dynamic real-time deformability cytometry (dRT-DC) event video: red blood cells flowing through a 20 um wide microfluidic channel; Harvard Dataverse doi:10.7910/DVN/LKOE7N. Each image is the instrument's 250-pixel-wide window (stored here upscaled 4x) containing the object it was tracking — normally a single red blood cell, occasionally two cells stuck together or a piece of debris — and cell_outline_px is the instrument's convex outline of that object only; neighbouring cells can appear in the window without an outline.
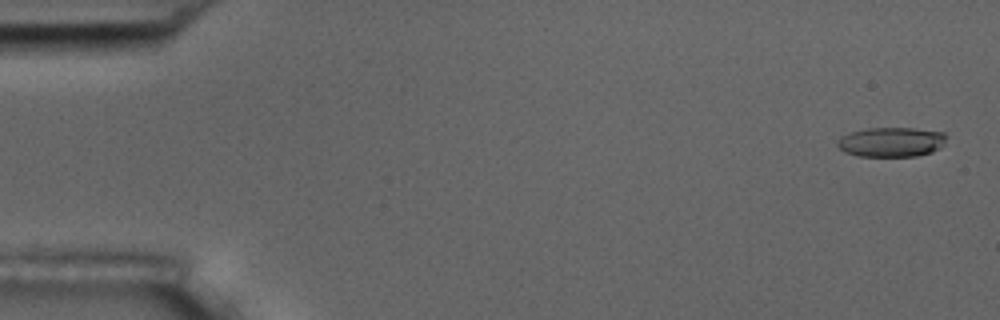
{"species": "common noctule bat (a hibernating species)", "species_latin": "Nyctalus noctula", "temperature_condition": "room temperature", "stored_images_in_passage": 56, "camera_frame_rate_fps": 3000, "um_per_image_px": 0.085, "animal": {"sex": "male", "body_mass_g": 17.5, "forearm_length_mm": 52.3}, "frame": {"image": 1, "passage_image": 2, "time_ms": 0.333, "image_size_px": [1000, 320], "cell_outline_px": [[948, 136], [944, 144], [940, 148], [932, 152], [916, 156], [856, 156], [844, 152], [836, 144], [840, 136], [848, 132], [868, 128], [912, 128], [944, 132]], "centroid_in_image_um": [75.76, 12.07], "position_along_channel_um": 9.2, "area_um2": 19.07}}
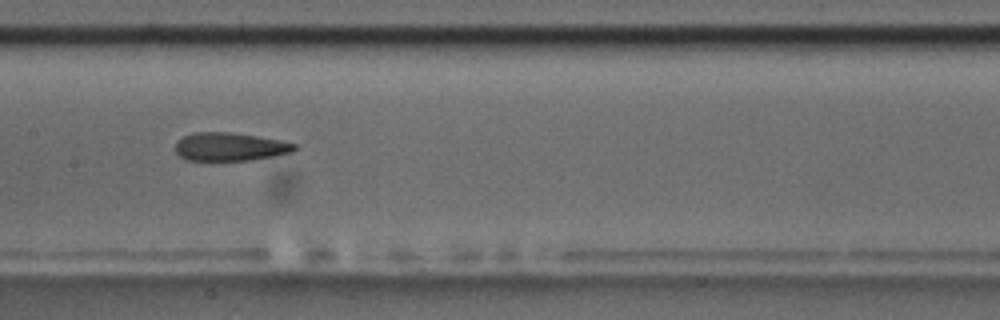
{"frame": {"image": 2, "passage_image": 28, "time_ms": 9.0, "image_size_px": [1000, 320], "cell_outline_px": [[300, 148], [292, 152], [252, 160], [208, 164], [188, 160], [180, 156], [176, 152], [176, 140], [184, 136], [196, 132], [228, 132], [256, 136], [280, 140], [296, 144]], "centroid_in_image_um": [19.51, 12.53], "position_along_channel_um": 187.9, "area_um2": 20.46}}
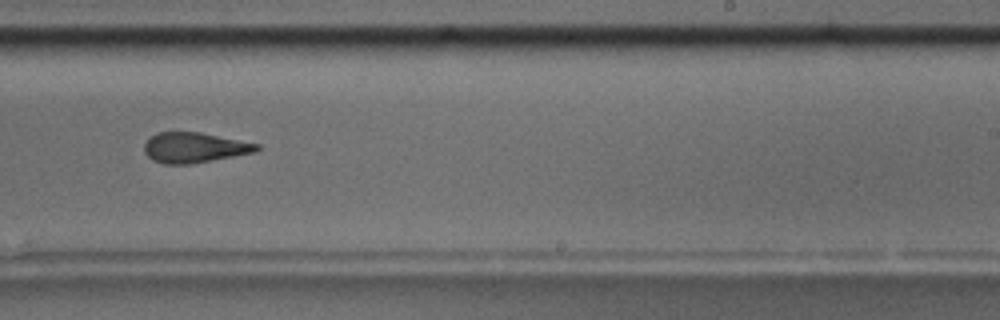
{"frame": {"image": 3, "passage_image": 35, "time_ms": 11.333, "image_size_px": [1000, 320], "cell_outline_px": [[260, 148], [256, 152], [188, 164], [164, 164], [152, 160], [144, 152], [144, 144], [156, 132], [200, 132], [260, 144]], "centroid_in_image_um": [16.51, 12.54], "position_along_channel_um": 272.5, "area_um2": 19.71}, "authors_computed_cell_mechanics": {"area_um2": 20.4323, "velocity_mm_per_s": 3.6328, "shape_relaxation_time_tau1_ms": 4.9919, "shape_relaxation_time_tau2_ms": 2.29, "deformation_change_tau1": 0.1825, "deformation_change_tau2": 0.1252}}